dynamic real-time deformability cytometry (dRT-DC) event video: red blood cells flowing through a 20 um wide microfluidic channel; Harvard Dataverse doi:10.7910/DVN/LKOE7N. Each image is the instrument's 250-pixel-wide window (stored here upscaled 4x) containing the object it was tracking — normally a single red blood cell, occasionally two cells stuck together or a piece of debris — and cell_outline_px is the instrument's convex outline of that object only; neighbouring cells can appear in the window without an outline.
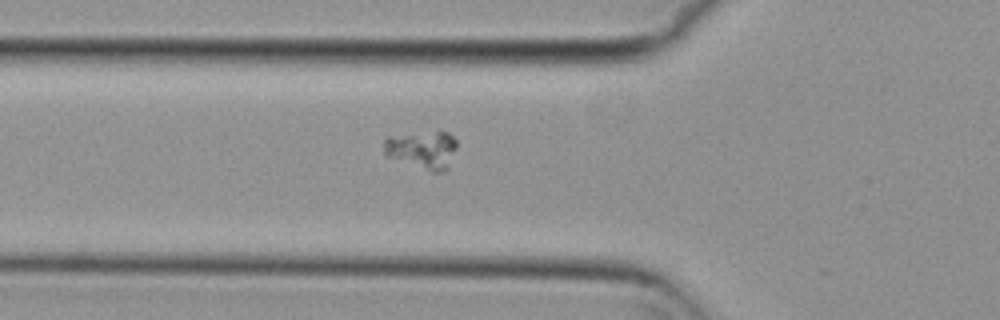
{"species": "common noctule bat (a hibernating species)", "species_latin": "Nyctalus noctula", "temperature_condition": "cold", "stored_images_in_passage": 4, "camera_frame_rate_fps": 3000, "um_per_image_px": 0.085, "animal": {"sex": "female", "body_mass_g": 29.2, "forearm_length_mm": 56.3}, "frame": {"image": 1, "passage_image": 3, "time_ms": 0.667, "image_size_px": [1000, 320], "cell_outline_px": [[456, 148], [448, 168], [444, 172], [432, 172], [388, 156], [384, 152], [384, 140], [388, 136], [436, 132], [448, 132], [456, 140]], "centroid_in_image_um": [35.93, 12.74], "position_along_channel_um": 89.9, "area_um2": 15.78}}